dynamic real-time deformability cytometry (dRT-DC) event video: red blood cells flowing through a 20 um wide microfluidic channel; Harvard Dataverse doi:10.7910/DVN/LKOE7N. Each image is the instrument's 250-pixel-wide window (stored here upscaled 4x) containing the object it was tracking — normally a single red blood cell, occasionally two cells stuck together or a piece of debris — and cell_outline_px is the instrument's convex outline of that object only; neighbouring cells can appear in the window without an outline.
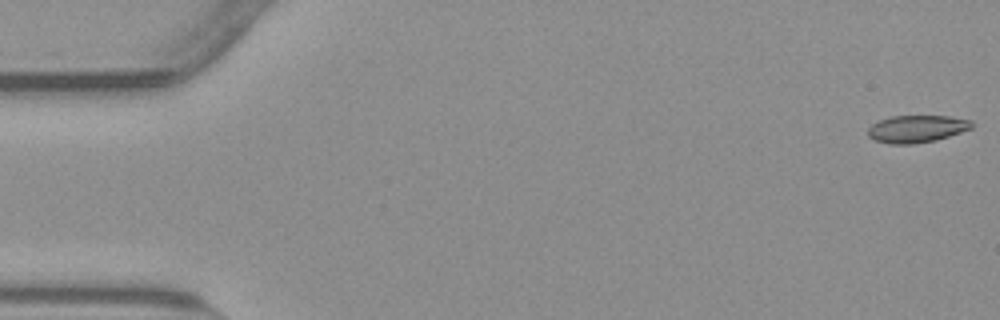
{"species": "common noctule bat (a hibernating species)", "species_latin": "Nyctalus noctula", "temperature_condition": "warm", "stored_images_in_passage": 55, "camera_frame_rate_fps": 3000, "um_per_image_px": 0.085, "animal": {"sex": "male", "body_mass_g": 23.1, "forearm_length_mm": 52.7}, "frame": {"image": 1, "passage_image": 1, "time_ms": 0.0, "image_size_px": [1000, 320], "cell_outline_px": [[972, 128], [936, 140], [912, 144], [888, 144], [876, 140], [868, 136], [868, 128], [872, 124], [880, 120], [892, 116], [948, 116], [972, 120]], "centroid_in_image_um": [77.91, 10.95], "position_along_channel_um": 7.1, "area_um2": 16.42}}
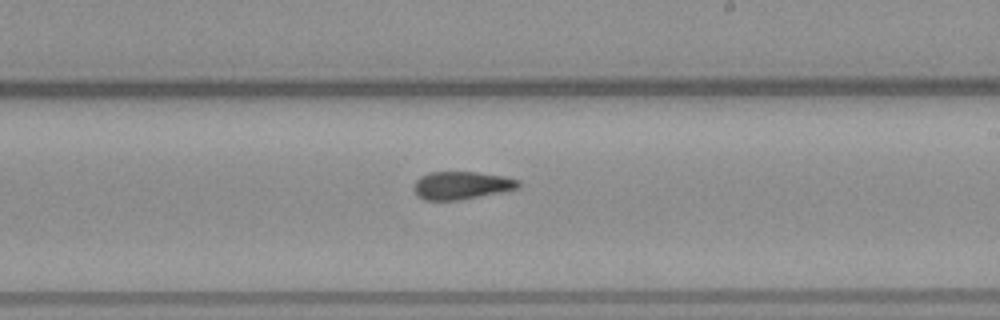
{"frame": {"image": 2, "passage_image": 32, "time_ms": 10.333, "image_size_px": [1000, 320], "cell_outline_px": [[520, 188], [460, 200], [424, 200], [416, 196], [412, 188], [412, 184], [420, 176], [428, 172], [476, 172], [504, 176], [520, 180]], "centroid_in_image_um": [39.18, 15.76], "position_along_channel_um": 249.8, "area_um2": 17.22}}
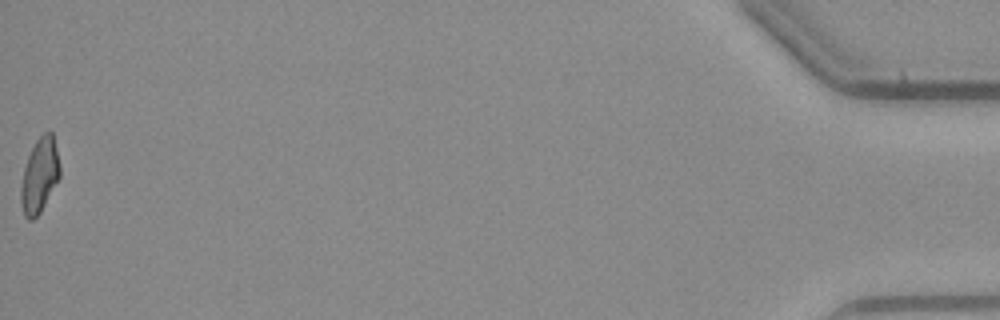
{"frame": {"image": 3, "passage_image": 55, "time_ms": 18.0, "image_size_px": [1000, 320], "cell_outline_px": [[60, 176], [40, 212], [32, 220], [28, 220], [24, 216], [20, 200], [20, 188], [24, 168], [28, 156], [36, 140], [44, 132], [52, 132], [60, 164]], "centroid_in_image_um": [3.35, 14.92], "position_along_channel_um": 431.8, "area_um2": 16.76}, "authors_computed_cell_mechanics": {"area_um2": 17.1666, "velocity_mm_per_s": 3.7984, "shape_relaxation_time_tau1_ms": null, "shape_relaxation_time_tau2_ms": 2.653, "deformation_change_tau1": null, "deformation_change_tau2": 0.0889}}